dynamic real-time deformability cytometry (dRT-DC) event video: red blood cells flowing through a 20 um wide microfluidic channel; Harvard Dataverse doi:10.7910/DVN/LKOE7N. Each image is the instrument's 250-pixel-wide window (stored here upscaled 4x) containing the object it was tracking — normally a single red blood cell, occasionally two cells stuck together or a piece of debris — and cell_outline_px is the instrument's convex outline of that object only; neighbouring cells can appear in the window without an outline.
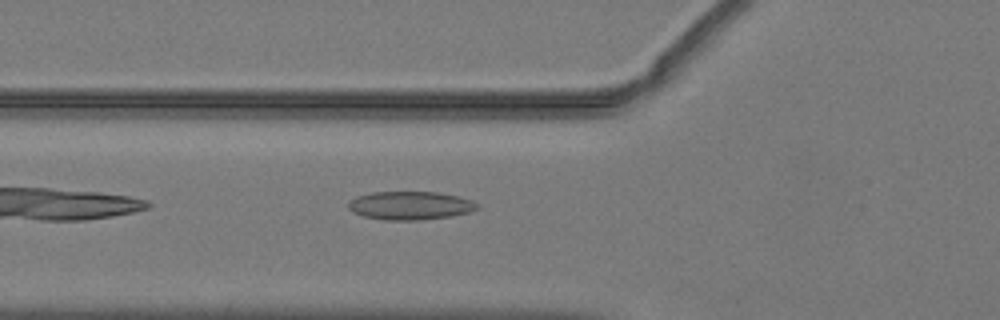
{"species": "common noctule bat (a hibernating species)", "species_latin": "Nyctalus noctula", "temperature_condition": "warm", "stored_images_in_passage": 35, "camera_frame_rate_fps": 3000, "um_per_image_px": 0.085, "animal": {"sex": "male", "body_mass_g": 19.2, "forearm_length_mm": 51.8}, "frame": {"image": 1, "passage_image": 3, "time_ms": 0.667, "image_size_px": [1000, 320], "cell_outline_px": [[480, 208], [468, 212], [452, 216], [416, 220], [384, 220], [364, 216], [352, 212], [348, 208], [348, 200], [356, 196], [372, 192], [440, 192], [472, 200]], "centroid_in_image_um": [34.83, 17.47], "position_along_channel_um": 91.0, "area_um2": 21.33}}
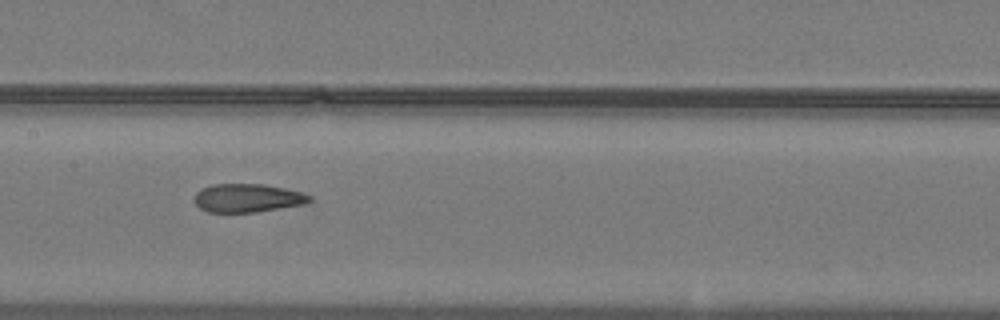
{"frame": {"image": 2, "passage_image": 10, "time_ms": 3.0, "image_size_px": [1000, 320], "cell_outline_px": [[312, 200], [304, 204], [256, 212], [208, 212], [200, 208], [196, 204], [196, 192], [200, 188], [212, 184], [264, 184], [284, 188], [300, 192], [312, 196]], "centroid_in_image_um": [21.04, 16.82], "position_along_channel_um": 186.4, "area_um2": 19.02}}
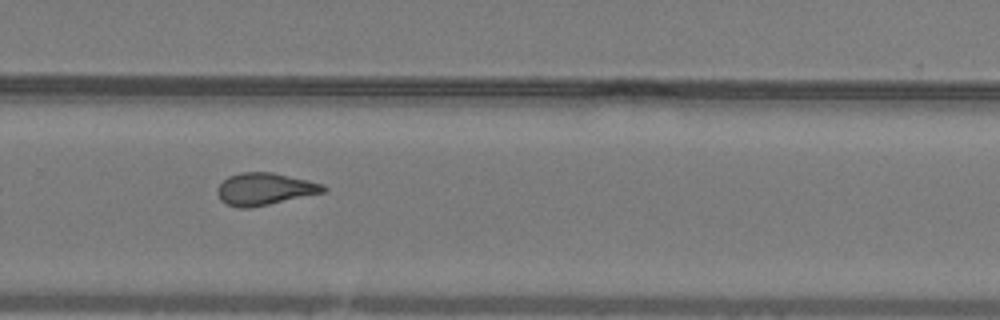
{"frame": {"image": 3, "passage_image": 19, "time_ms": 6.0, "image_size_px": [1000, 320], "cell_outline_px": [[328, 188], [324, 192], [268, 204], [248, 208], [240, 208], [228, 204], [220, 200], [216, 192], [216, 188], [228, 176], [240, 172], [272, 172], [324, 184]], "centroid_in_image_um": [22.47, 16.05], "position_along_channel_um": 307.3, "area_um2": 19.71}, "authors_computed_cell_mechanics": {"area_um2": 19.8832, "velocity_mm_per_s": 4.0466, "shape_relaxation_time_tau1_ms": null, "shape_relaxation_time_tau2_ms": 2.0706, "deformation_change_tau1": null, "deformation_change_tau2": 0.1084}}